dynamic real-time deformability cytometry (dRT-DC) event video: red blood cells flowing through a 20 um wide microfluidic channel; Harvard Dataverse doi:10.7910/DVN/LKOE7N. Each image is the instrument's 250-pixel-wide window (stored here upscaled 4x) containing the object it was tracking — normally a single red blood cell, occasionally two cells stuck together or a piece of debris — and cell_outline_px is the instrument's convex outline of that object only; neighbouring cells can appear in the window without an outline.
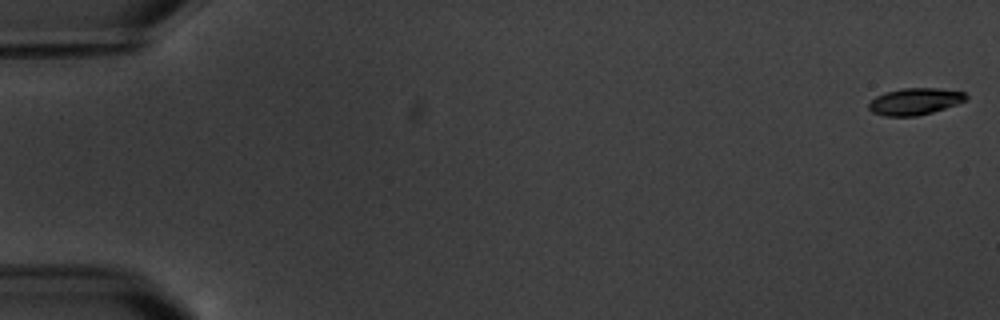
{"species": "common noctule bat (a hibernating species)", "species_latin": "Nyctalus noctula", "temperature_condition": "warm", "stored_images_in_passage": 4, "camera_frame_rate_fps": 3000, "um_per_image_px": 0.085, "animal": {"sex": "male", "body_mass_g": 20.1, "forearm_length_mm": 53.5}, "frame": {"image": 1, "passage_image": 1, "time_ms": 0.0, "image_size_px": [1000, 320], "cell_outline_px": [[968, 100], [932, 112], [916, 116], [884, 116], [872, 112], [868, 108], [868, 104], [876, 96], [884, 92], [900, 88], [936, 88], [964, 92], [968, 96]], "centroid_in_image_um": [77.75, 8.62], "position_along_channel_um": 7.2, "area_um2": 15.2}}